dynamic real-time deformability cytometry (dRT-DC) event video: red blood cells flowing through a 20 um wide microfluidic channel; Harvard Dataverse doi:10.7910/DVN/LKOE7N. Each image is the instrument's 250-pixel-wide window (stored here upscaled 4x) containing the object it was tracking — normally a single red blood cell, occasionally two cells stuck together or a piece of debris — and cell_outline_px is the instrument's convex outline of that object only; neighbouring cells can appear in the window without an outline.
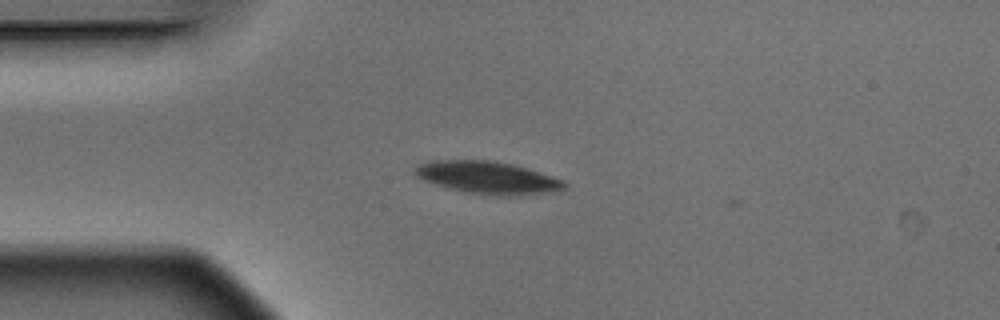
{"species": "Egyptian fruit bat (a non-hibernating species)", "species_latin": "Rousettus aegyptiacus", "temperature_condition": "warm", "stored_images_in_passage": 7, "camera_frame_rate_fps": 3000, "um_per_image_px": 0.085, "animal": {"sex": "male"}, "frame": {"image": 1, "passage_image": 3, "time_ms": 0.667, "image_size_px": [1000, 320], "cell_outline_px": [[568, 184], [564, 188], [556, 192], [508, 196], [492, 196], [464, 192], [448, 188], [424, 180], [416, 176], [412, 172], [412, 168], [416, 164], [428, 160], [492, 160], [512, 164], [528, 168], [564, 180]], "centroid_in_image_um": [41.43, 15.09], "position_along_channel_um": 43.6, "area_um2": 28.78}}
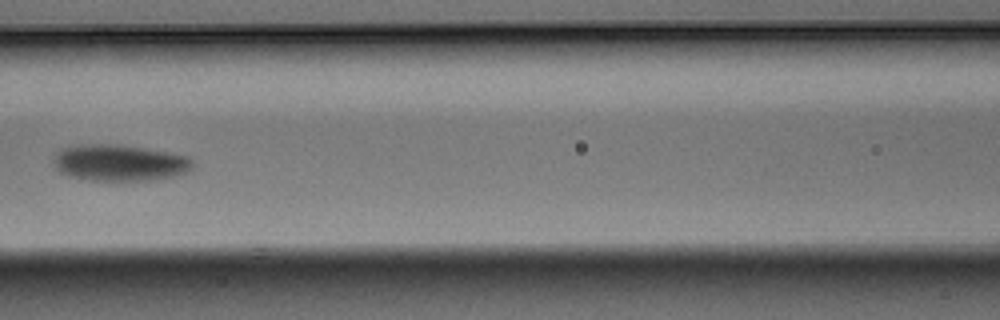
{"frame": {"image": 2, "passage_image": 6, "time_ms": 1.667, "image_size_px": [1000, 320], "cell_outline_px": [[192, 168], [188, 172], [172, 176], [152, 180], [88, 180], [72, 176], [60, 172], [56, 168], [52, 160], [56, 152], [60, 148], [80, 144], [108, 144], [140, 148], [188, 156], [192, 160]], "centroid_in_image_um": [10.11, 13.84], "position_along_channel_um": 156.5, "area_um2": 29.19}}
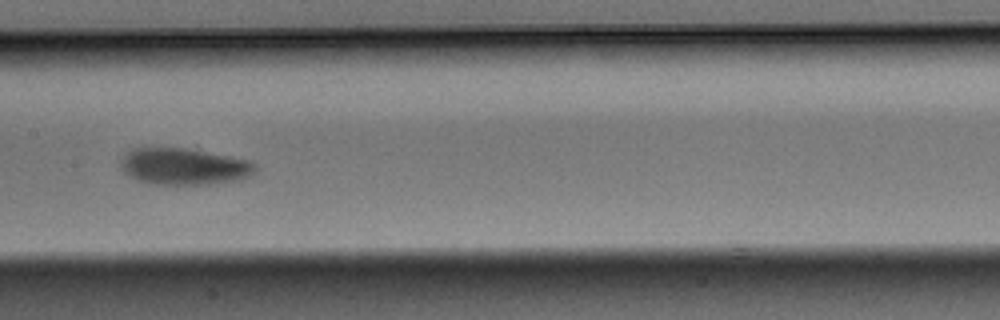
{"frame": {"image": 3, "passage_image": 7, "time_ms": 2.0, "image_size_px": [1000, 320], "cell_outline_px": [[256, 168], [248, 176], [240, 180], [208, 184], [152, 184], [136, 180], [124, 172], [120, 168], [120, 160], [132, 148], [184, 148], [228, 156], [248, 160], [256, 164]], "centroid_in_image_um": [15.6, 14.16], "position_along_channel_um": 191.8, "area_um2": 28.5}}